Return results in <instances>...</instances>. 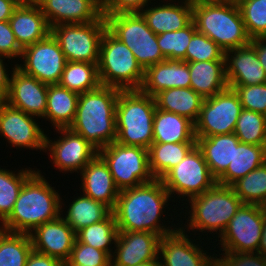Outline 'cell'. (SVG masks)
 <instances>
[{
  "label": "cell",
  "instance_id": "1",
  "mask_svg": "<svg viewBox=\"0 0 266 266\" xmlns=\"http://www.w3.org/2000/svg\"><path fill=\"white\" fill-rule=\"evenodd\" d=\"M169 197L172 196L160 179L120 191L112 210L118 230L152 232L160 237L175 232L174 228L159 224L163 208L168 206V199H171Z\"/></svg>",
  "mask_w": 266,
  "mask_h": 266
},
{
  "label": "cell",
  "instance_id": "2",
  "mask_svg": "<svg viewBox=\"0 0 266 266\" xmlns=\"http://www.w3.org/2000/svg\"><path fill=\"white\" fill-rule=\"evenodd\" d=\"M121 89L100 85L79 94L76 116L69 127L98 151L116 141L115 109Z\"/></svg>",
  "mask_w": 266,
  "mask_h": 266
},
{
  "label": "cell",
  "instance_id": "3",
  "mask_svg": "<svg viewBox=\"0 0 266 266\" xmlns=\"http://www.w3.org/2000/svg\"><path fill=\"white\" fill-rule=\"evenodd\" d=\"M35 171L24 183L10 215L1 222L5 231L31 233L37 226L57 219L61 214L60 194Z\"/></svg>",
  "mask_w": 266,
  "mask_h": 266
},
{
  "label": "cell",
  "instance_id": "4",
  "mask_svg": "<svg viewBox=\"0 0 266 266\" xmlns=\"http://www.w3.org/2000/svg\"><path fill=\"white\" fill-rule=\"evenodd\" d=\"M198 32L212 39L225 52L251 43L238 3L219 0L192 7Z\"/></svg>",
  "mask_w": 266,
  "mask_h": 266
},
{
  "label": "cell",
  "instance_id": "5",
  "mask_svg": "<svg viewBox=\"0 0 266 266\" xmlns=\"http://www.w3.org/2000/svg\"><path fill=\"white\" fill-rule=\"evenodd\" d=\"M154 97L140 90H121L115 109L116 142L148 149L153 143Z\"/></svg>",
  "mask_w": 266,
  "mask_h": 266
},
{
  "label": "cell",
  "instance_id": "6",
  "mask_svg": "<svg viewBox=\"0 0 266 266\" xmlns=\"http://www.w3.org/2000/svg\"><path fill=\"white\" fill-rule=\"evenodd\" d=\"M98 74L101 85L121 90H139L144 80V69L133 52L108 29L99 49Z\"/></svg>",
  "mask_w": 266,
  "mask_h": 266
},
{
  "label": "cell",
  "instance_id": "7",
  "mask_svg": "<svg viewBox=\"0 0 266 266\" xmlns=\"http://www.w3.org/2000/svg\"><path fill=\"white\" fill-rule=\"evenodd\" d=\"M188 202L191 203L192 211L187 220L188 228L199 229L202 233L205 230L212 233L219 230L220 236L243 204L231 186L217 183L211 189L190 198Z\"/></svg>",
  "mask_w": 266,
  "mask_h": 266
},
{
  "label": "cell",
  "instance_id": "8",
  "mask_svg": "<svg viewBox=\"0 0 266 266\" xmlns=\"http://www.w3.org/2000/svg\"><path fill=\"white\" fill-rule=\"evenodd\" d=\"M104 17L107 29L133 52L144 70L166 59L157 43V35L148 27L140 12L118 13Z\"/></svg>",
  "mask_w": 266,
  "mask_h": 266
},
{
  "label": "cell",
  "instance_id": "9",
  "mask_svg": "<svg viewBox=\"0 0 266 266\" xmlns=\"http://www.w3.org/2000/svg\"><path fill=\"white\" fill-rule=\"evenodd\" d=\"M98 154L108 165L120 191L155 179L149 169L148 149L118 144L115 141L100 149Z\"/></svg>",
  "mask_w": 266,
  "mask_h": 266
},
{
  "label": "cell",
  "instance_id": "10",
  "mask_svg": "<svg viewBox=\"0 0 266 266\" xmlns=\"http://www.w3.org/2000/svg\"><path fill=\"white\" fill-rule=\"evenodd\" d=\"M107 29L106 18L82 24H61L51 28L67 61L98 64L100 42Z\"/></svg>",
  "mask_w": 266,
  "mask_h": 266
},
{
  "label": "cell",
  "instance_id": "11",
  "mask_svg": "<svg viewBox=\"0 0 266 266\" xmlns=\"http://www.w3.org/2000/svg\"><path fill=\"white\" fill-rule=\"evenodd\" d=\"M242 109L238 95L230 87L204 99L195 122L196 138L234 133Z\"/></svg>",
  "mask_w": 266,
  "mask_h": 266
},
{
  "label": "cell",
  "instance_id": "12",
  "mask_svg": "<svg viewBox=\"0 0 266 266\" xmlns=\"http://www.w3.org/2000/svg\"><path fill=\"white\" fill-rule=\"evenodd\" d=\"M170 195L174 193L190 199L211 189L217 182L197 145L161 179Z\"/></svg>",
  "mask_w": 266,
  "mask_h": 266
},
{
  "label": "cell",
  "instance_id": "13",
  "mask_svg": "<svg viewBox=\"0 0 266 266\" xmlns=\"http://www.w3.org/2000/svg\"><path fill=\"white\" fill-rule=\"evenodd\" d=\"M265 207L242 204L220 238L224 252H258L262 237Z\"/></svg>",
  "mask_w": 266,
  "mask_h": 266
},
{
  "label": "cell",
  "instance_id": "14",
  "mask_svg": "<svg viewBox=\"0 0 266 266\" xmlns=\"http://www.w3.org/2000/svg\"><path fill=\"white\" fill-rule=\"evenodd\" d=\"M21 57L24 64H16V67L23 73L48 85L59 84L67 59L51 33L45 39L25 47Z\"/></svg>",
  "mask_w": 266,
  "mask_h": 266
},
{
  "label": "cell",
  "instance_id": "15",
  "mask_svg": "<svg viewBox=\"0 0 266 266\" xmlns=\"http://www.w3.org/2000/svg\"><path fill=\"white\" fill-rule=\"evenodd\" d=\"M57 131L63 137L59 136L57 141L52 142L46 135L45 151L49 149L54 166L60 171L81 172L98 154V150L70 128H59Z\"/></svg>",
  "mask_w": 266,
  "mask_h": 266
},
{
  "label": "cell",
  "instance_id": "16",
  "mask_svg": "<svg viewBox=\"0 0 266 266\" xmlns=\"http://www.w3.org/2000/svg\"><path fill=\"white\" fill-rule=\"evenodd\" d=\"M0 134L14 147L45 150L46 134L34 116L0 102Z\"/></svg>",
  "mask_w": 266,
  "mask_h": 266
},
{
  "label": "cell",
  "instance_id": "17",
  "mask_svg": "<svg viewBox=\"0 0 266 266\" xmlns=\"http://www.w3.org/2000/svg\"><path fill=\"white\" fill-rule=\"evenodd\" d=\"M10 77L9 90L4 100L8 105L26 114L44 118L47 105L48 84L23 73L15 65Z\"/></svg>",
  "mask_w": 266,
  "mask_h": 266
},
{
  "label": "cell",
  "instance_id": "18",
  "mask_svg": "<svg viewBox=\"0 0 266 266\" xmlns=\"http://www.w3.org/2000/svg\"><path fill=\"white\" fill-rule=\"evenodd\" d=\"M161 238L152 232L119 231L115 243L116 250L111 256V266H137L160 259Z\"/></svg>",
  "mask_w": 266,
  "mask_h": 266
},
{
  "label": "cell",
  "instance_id": "19",
  "mask_svg": "<svg viewBox=\"0 0 266 266\" xmlns=\"http://www.w3.org/2000/svg\"><path fill=\"white\" fill-rule=\"evenodd\" d=\"M29 234L34 251L63 262L69 259L76 239L75 231L61 215L53 221L37 226Z\"/></svg>",
  "mask_w": 266,
  "mask_h": 266
},
{
  "label": "cell",
  "instance_id": "20",
  "mask_svg": "<svg viewBox=\"0 0 266 266\" xmlns=\"http://www.w3.org/2000/svg\"><path fill=\"white\" fill-rule=\"evenodd\" d=\"M183 229L176 228L175 232L161 238V266H215V258L193 244Z\"/></svg>",
  "mask_w": 266,
  "mask_h": 266
},
{
  "label": "cell",
  "instance_id": "21",
  "mask_svg": "<svg viewBox=\"0 0 266 266\" xmlns=\"http://www.w3.org/2000/svg\"><path fill=\"white\" fill-rule=\"evenodd\" d=\"M224 59L228 86H250L266 83V72L251 44L226 51Z\"/></svg>",
  "mask_w": 266,
  "mask_h": 266
},
{
  "label": "cell",
  "instance_id": "22",
  "mask_svg": "<svg viewBox=\"0 0 266 266\" xmlns=\"http://www.w3.org/2000/svg\"><path fill=\"white\" fill-rule=\"evenodd\" d=\"M170 88H190L188 62L166 58L163 62L145 69L144 80L139 89L142 93L154 97Z\"/></svg>",
  "mask_w": 266,
  "mask_h": 266
},
{
  "label": "cell",
  "instance_id": "23",
  "mask_svg": "<svg viewBox=\"0 0 266 266\" xmlns=\"http://www.w3.org/2000/svg\"><path fill=\"white\" fill-rule=\"evenodd\" d=\"M83 194L104 203L111 210L116 206L120 190L115 185L109 167L97 154L80 172Z\"/></svg>",
  "mask_w": 266,
  "mask_h": 266
},
{
  "label": "cell",
  "instance_id": "24",
  "mask_svg": "<svg viewBox=\"0 0 266 266\" xmlns=\"http://www.w3.org/2000/svg\"><path fill=\"white\" fill-rule=\"evenodd\" d=\"M8 21L22 49L45 39L51 33L41 8L34 0L18 6Z\"/></svg>",
  "mask_w": 266,
  "mask_h": 266
},
{
  "label": "cell",
  "instance_id": "25",
  "mask_svg": "<svg viewBox=\"0 0 266 266\" xmlns=\"http://www.w3.org/2000/svg\"><path fill=\"white\" fill-rule=\"evenodd\" d=\"M49 27L96 21L102 14L87 0H34Z\"/></svg>",
  "mask_w": 266,
  "mask_h": 266
},
{
  "label": "cell",
  "instance_id": "26",
  "mask_svg": "<svg viewBox=\"0 0 266 266\" xmlns=\"http://www.w3.org/2000/svg\"><path fill=\"white\" fill-rule=\"evenodd\" d=\"M190 87L203 99L209 98L228 87L225 60L188 62Z\"/></svg>",
  "mask_w": 266,
  "mask_h": 266
},
{
  "label": "cell",
  "instance_id": "27",
  "mask_svg": "<svg viewBox=\"0 0 266 266\" xmlns=\"http://www.w3.org/2000/svg\"><path fill=\"white\" fill-rule=\"evenodd\" d=\"M196 142L195 123L189 118L156 108L153 143Z\"/></svg>",
  "mask_w": 266,
  "mask_h": 266
},
{
  "label": "cell",
  "instance_id": "28",
  "mask_svg": "<svg viewBox=\"0 0 266 266\" xmlns=\"http://www.w3.org/2000/svg\"><path fill=\"white\" fill-rule=\"evenodd\" d=\"M239 139L234 133L196 138V145L201 150L212 176L217 180L233 161L234 145Z\"/></svg>",
  "mask_w": 266,
  "mask_h": 266
},
{
  "label": "cell",
  "instance_id": "29",
  "mask_svg": "<svg viewBox=\"0 0 266 266\" xmlns=\"http://www.w3.org/2000/svg\"><path fill=\"white\" fill-rule=\"evenodd\" d=\"M183 4L166 3V5L144 8L140 13L145 18L148 27L156 35L168 31H178L192 21V7Z\"/></svg>",
  "mask_w": 266,
  "mask_h": 266
},
{
  "label": "cell",
  "instance_id": "30",
  "mask_svg": "<svg viewBox=\"0 0 266 266\" xmlns=\"http://www.w3.org/2000/svg\"><path fill=\"white\" fill-rule=\"evenodd\" d=\"M266 162V145H251L239 141L234 145L233 161L227 170L216 180L217 184L231 186Z\"/></svg>",
  "mask_w": 266,
  "mask_h": 266
},
{
  "label": "cell",
  "instance_id": "31",
  "mask_svg": "<svg viewBox=\"0 0 266 266\" xmlns=\"http://www.w3.org/2000/svg\"><path fill=\"white\" fill-rule=\"evenodd\" d=\"M79 94L60 84L48 85L47 105L44 118L52 122L54 128H69L75 119Z\"/></svg>",
  "mask_w": 266,
  "mask_h": 266
},
{
  "label": "cell",
  "instance_id": "32",
  "mask_svg": "<svg viewBox=\"0 0 266 266\" xmlns=\"http://www.w3.org/2000/svg\"><path fill=\"white\" fill-rule=\"evenodd\" d=\"M156 108L197 121L203 98L190 88H170L154 96Z\"/></svg>",
  "mask_w": 266,
  "mask_h": 266
},
{
  "label": "cell",
  "instance_id": "33",
  "mask_svg": "<svg viewBox=\"0 0 266 266\" xmlns=\"http://www.w3.org/2000/svg\"><path fill=\"white\" fill-rule=\"evenodd\" d=\"M196 146V142L152 143L148 148L149 169L155 179H161Z\"/></svg>",
  "mask_w": 266,
  "mask_h": 266
},
{
  "label": "cell",
  "instance_id": "34",
  "mask_svg": "<svg viewBox=\"0 0 266 266\" xmlns=\"http://www.w3.org/2000/svg\"><path fill=\"white\" fill-rule=\"evenodd\" d=\"M75 199L69 204L66 217H63L75 233L84 227L104 220L112 212L104 203L85 194Z\"/></svg>",
  "mask_w": 266,
  "mask_h": 266
},
{
  "label": "cell",
  "instance_id": "35",
  "mask_svg": "<svg viewBox=\"0 0 266 266\" xmlns=\"http://www.w3.org/2000/svg\"><path fill=\"white\" fill-rule=\"evenodd\" d=\"M59 84L78 94L98 88L101 83L97 64L67 61Z\"/></svg>",
  "mask_w": 266,
  "mask_h": 266
},
{
  "label": "cell",
  "instance_id": "36",
  "mask_svg": "<svg viewBox=\"0 0 266 266\" xmlns=\"http://www.w3.org/2000/svg\"><path fill=\"white\" fill-rule=\"evenodd\" d=\"M32 250L30 234L0 228V266H25Z\"/></svg>",
  "mask_w": 266,
  "mask_h": 266
},
{
  "label": "cell",
  "instance_id": "37",
  "mask_svg": "<svg viewBox=\"0 0 266 266\" xmlns=\"http://www.w3.org/2000/svg\"><path fill=\"white\" fill-rule=\"evenodd\" d=\"M118 233L115 216L111 212L104 220L79 230L76 233V239L112 256L113 251L109 246H111V243L115 245Z\"/></svg>",
  "mask_w": 266,
  "mask_h": 266
},
{
  "label": "cell",
  "instance_id": "38",
  "mask_svg": "<svg viewBox=\"0 0 266 266\" xmlns=\"http://www.w3.org/2000/svg\"><path fill=\"white\" fill-rule=\"evenodd\" d=\"M231 187L243 204L266 205V162L238 179Z\"/></svg>",
  "mask_w": 266,
  "mask_h": 266
},
{
  "label": "cell",
  "instance_id": "39",
  "mask_svg": "<svg viewBox=\"0 0 266 266\" xmlns=\"http://www.w3.org/2000/svg\"><path fill=\"white\" fill-rule=\"evenodd\" d=\"M18 172L15 174L13 171L0 168V222L10 215L22 186L35 170L25 168Z\"/></svg>",
  "mask_w": 266,
  "mask_h": 266
},
{
  "label": "cell",
  "instance_id": "40",
  "mask_svg": "<svg viewBox=\"0 0 266 266\" xmlns=\"http://www.w3.org/2000/svg\"><path fill=\"white\" fill-rule=\"evenodd\" d=\"M234 134L240 142L251 145H266V116L242 109Z\"/></svg>",
  "mask_w": 266,
  "mask_h": 266
},
{
  "label": "cell",
  "instance_id": "41",
  "mask_svg": "<svg viewBox=\"0 0 266 266\" xmlns=\"http://www.w3.org/2000/svg\"><path fill=\"white\" fill-rule=\"evenodd\" d=\"M197 31L192 20L178 31H168L157 35V43L165 58L182 59L186 62V49L193 34Z\"/></svg>",
  "mask_w": 266,
  "mask_h": 266
},
{
  "label": "cell",
  "instance_id": "42",
  "mask_svg": "<svg viewBox=\"0 0 266 266\" xmlns=\"http://www.w3.org/2000/svg\"><path fill=\"white\" fill-rule=\"evenodd\" d=\"M238 6L249 37L266 36V0H240Z\"/></svg>",
  "mask_w": 266,
  "mask_h": 266
},
{
  "label": "cell",
  "instance_id": "43",
  "mask_svg": "<svg viewBox=\"0 0 266 266\" xmlns=\"http://www.w3.org/2000/svg\"><path fill=\"white\" fill-rule=\"evenodd\" d=\"M225 51L212 39L196 31L186 49V62L225 60Z\"/></svg>",
  "mask_w": 266,
  "mask_h": 266
},
{
  "label": "cell",
  "instance_id": "44",
  "mask_svg": "<svg viewBox=\"0 0 266 266\" xmlns=\"http://www.w3.org/2000/svg\"><path fill=\"white\" fill-rule=\"evenodd\" d=\"M64 264L111 266V256L105 251L96 249L75 239L70 257Z\"/></svg>",
  "mask_w": 266,
  "mask_h": 266
},
{
  "label": "cell",
  "instance_id": "45",
  "mask_svg": "<svg viewBox=\"0 0 266 266\" xmlns=\"http://www.w3.org/2000/svg\"><path fill=\"white\" fill-rule=\"evenodd\" d=\"M236 92L243 109L266 116V83L250 86H228Z\"/></svg>",
  "mask_w": 266,
  "mask_h": 266
},
{
  "label": "cell",
  "instance_id": "46",
  "mask_svg": "<svg viewBox=\"0 0 266 266\" xmlns=\"http://www.w3.org/2000/svg\"><path fill=\"white\" fill-rule=\"evenodd\" d=\"M222 257L215 258V266H266V258L258 252H225Z\"/></svg>",
  "mask_w": 266,
  "mask_h": 266
},
{
  "label": "cell",
  "instance_id": "47",
  "mask_svg": "<svg viewBox=\"0 0 266 266\" xmlns=\"http://www.w3.org/2000/svg\"><path fill=\"white\" fill-rule=\"evenodd\" d=\"M22 48L19 46L9 21H0V55L14 59L21 57Z\"/></svg>",
  "mask_w": 266,
  "mask_h": 266
},
{
  "label": "cell",
  "instance_id": "48",
  "mask_svg": "<svg viewBox=\"0 0 266 266\" xmlns=\"http://www.w3.org/2000/svg\"><path fill=\"white\" fill-rule=\"evenodd\" d=\"M150 0H108L104 15L140 12Z\"/></svg>",
  "mask_w": 266,
  "mask_h": 266
},
{
  "label": "cell",
  "instance_id": "49",
  "mask_svg": "<svg viewBox=\"0 0 266 266\" xmlns=\"http://www.w3.org/2000/svg\"><path fill=\"white\" fill-rule=\"evenodd\" d=\"M25 266H64L60 259L32 250Z\"/></svg>",
  "mask_w": 266,
  "mask_h": 266
},
{
  "label": "cell",
  "instance_id": "50",
  "mask_svg": "<svg viewBox=\"0 0 266 266\" xmlns=\"http://www.w3.org/2000/svg\"><path fill=\"white\" fill-rule=\"evenodd\" d=\"M250 44L255 48L258 60L266 72V36L253 38Z\"/></svg>",
  "mask_w": 266,
  "mask_h": 266
},
{
  "label": "cell",
  "instance_id": "51",
  "mask_svg": "<svg viewBox=\"0 0 266 266\" xmlns=\"http://www.w3.org/2000/svg\"><path fill=\"white\" fill-rule=\"evenodd\" d=\"M3 60H5V57L0 55V102L6 99L10 84V78L6 72Z\"/></svg>",
  "mask_w": 266,
  "mask_h": 266
},
{
  "label": "cell",
  "instance_id": "52",
  "mask_svg": "<svg viewBox=\"0 0 266 266\" xmlns=\"http://www.w3.org/2000/svg\"><path fill=\"white\" fill-rule=\"evenodd\" d=\"M17 7L9 0H0V21H8Z\"/></svg>",
  "mask_w": 266,
  "mask_h": 266
},
{
  "label": "cell",
  "instance_id": "53",
  "mask_svg": "<svg viewBox=\"0 0 266 266\" xmlns=\"http://www.w3.org/2000/svg\"><path fill=\"white\" fill-rule=\"evenodd\" d=\"M258 253L266 258V210L263 222L262 237L258 248Z\"/></svg>",
  "mask_w": 266,
  "mask_h": 266
},
{
  "label": "cell",
  "instance_id": "54",
  "mask_svg": "<svg viewBox=\"0 0 266 266\" xmlns=\"http://www.w3.org/2000/svg\"><path fill=\"white\" fill-rule=\"evenodd\" d=\"M89 1L103 16L106 10L108 0H87Z\"/></svg>",
  "mask_w": 266,
  "mask_h": 266
},
{
  "label": "cell",
  "instance_id": "55",
  "mask_svg": "<svg viewBox=\"0 0 266 266\" xmlns=\"http://www.w3.org/2000/svg\"><path fill=\"white\" fill-rule=\"evenodd\" d=\"M184 1L185 2L182 3L188 4L189 6L193 7L200 4L214 3L219 0H184Z\"/></svg>",
  "mask_w": 266,
  "mask_h": 266
},
{
  "label": "cell",
  "instance_id": "56",
  "mask_svg": "<svg viewBox=\"0 0 266 266\" xmlns=\"http://www.w3.org/2000/svg\"><path fill=\"white\" fill-rule=\"evenodd\" d=\"M137 266H161V262H160V260L156 259V260H152L149 262L139 264Z\"/></svg>",
  "mask_w": 266,
  "mask_h": 266
},
{
  "label": "cell",
  "instance_id": "57",
  "mask_svg": "<svg viewBox=\"0 0 266 266\" xmlns=\"http://www.w3.org/2000/svg\"><path fill=\"white\" fill-rule=\"evenodd\" d=\"M9 1L15 3L17 6H22L30 3L33 0H9Z\"/></svg>",
  "mask_w": 266,
  "mask_h": 266
},
{
  "label": "cell",
  "instance_id": "58",
  "mask_svg": "<svg viewBox=\"0 0 266 266\" xmlns=\"http://www.w3.org/2000/svg\"><path fill=\"white\" fill-rule=\"evenodd\" d=\"M64 266H83V265H77V264H64Z\"/></svg>",
  "mask_w": 266,
  "mask_h": 266
},
{
  "label": "cell",
  "instance_id": "59",
  "mask_svg": "<svg viewBox=\"0 0 266 266\" xmlns=\"http://www.w3.org/2000/svg\"><path fill=\"white\" fill-rule=\"evenodd\" d=\"M226 1H231V2H236V3H238L240 0H226Z\"/></svg>",
  "mask_w": 266,
  "mask_h": 266
}]
</instances>
